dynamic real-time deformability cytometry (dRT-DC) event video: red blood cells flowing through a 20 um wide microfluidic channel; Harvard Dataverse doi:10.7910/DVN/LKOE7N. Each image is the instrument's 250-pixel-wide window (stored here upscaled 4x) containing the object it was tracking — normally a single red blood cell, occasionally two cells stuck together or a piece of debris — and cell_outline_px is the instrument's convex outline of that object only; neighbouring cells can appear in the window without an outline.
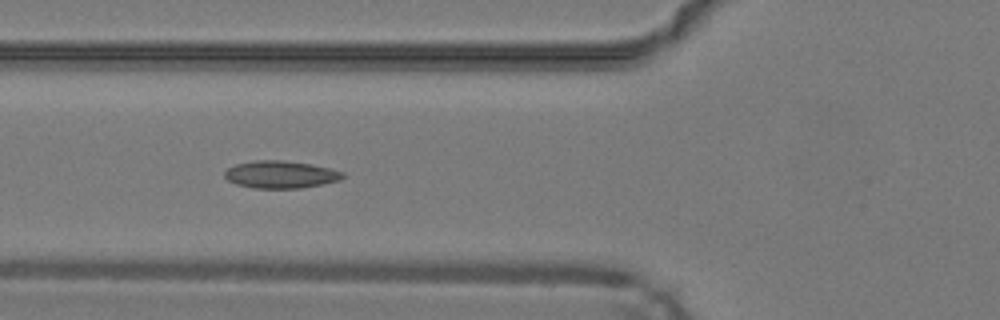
{"species": "common noctule bat (a hibernating species)", "species_latin": "Nyctalus noctula", "temperature_condition": "warm", "stored_images_in_passage": 36, "camera_frame_rate_fps": 3000, "um_per_image_px": 0.085, "animal": {"sex": "male", "body_mass_g": 19.2, "forearm_length_mm": 51.8}, "frame": {"image": 1, "passage_image": 6, "time_ms": 1.667, "image_size_px": [1000, 320], "cell_outline_px": [[344, 176], [340, 180], [300, 188], [252, 188], [236, 184], [228, 180], [224, 176], [224, 172], [228, 168], [236, 164], [256, 160], [284, 160], [312, 164], [344, 172]], "centroid_in_image_um": [23.83, 14.83], "position_along_channel_um": 102.0, "area_um2": 18.79}}
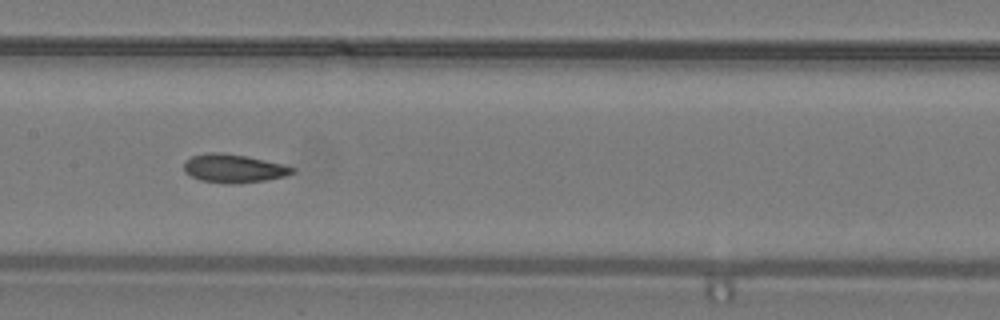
{"frame": {"image": 2, "passage_image": 12, "time_ms": 3.667, "image_size_px": [1000, 320], "cell_outline_px": [[296, 172], [284, 176], [264, 180], [200, 180], [184, 172], [184, 164], [192, 156], [208, 152], [220, 152], [248, 156], [284, 164], [296, 168]], "centroid_in_image_um": [19.9, 14.24], "position_along_channel_um": 187.5, "area_um2": 16.99}}
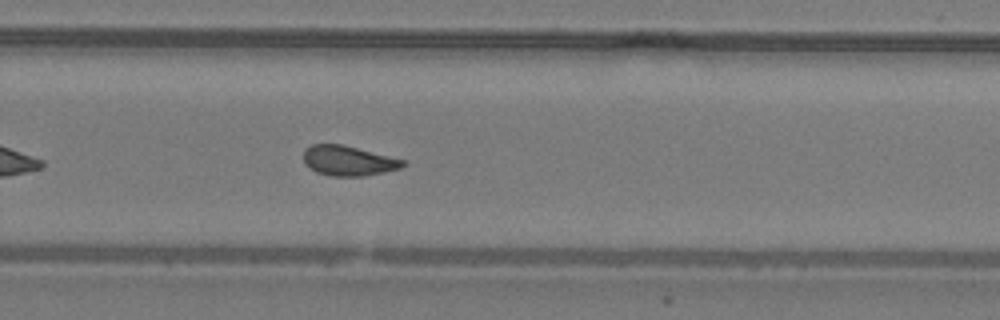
{"frame": {"image": 3, "passage_image": 20, "time_ms": 6.333, "image_size_px": [1000, 320], "cell_outline_px": [[408, 164], [400, 168], [384, 172], [364, 176], [332, 176], [316, 172], [304, 164], [304, 148], [312, 144], [344, 144], [408, 160]], "centroid_in_image_um": [29.65, 13.65], "position_along_channel_um": 300.1, "area_um2": 17.74}, "authors_computed_cell_mechanics": {"area_um2": 17.7446, "velocity_mm_per_s": 4.2603, "shape_relaxation_time_tau1_ms": null, "shape_relaxation_time_tau2_ms": 2.4088, "deformation_change_tau1": null, "deformation_change_tau2": 0.0933}}